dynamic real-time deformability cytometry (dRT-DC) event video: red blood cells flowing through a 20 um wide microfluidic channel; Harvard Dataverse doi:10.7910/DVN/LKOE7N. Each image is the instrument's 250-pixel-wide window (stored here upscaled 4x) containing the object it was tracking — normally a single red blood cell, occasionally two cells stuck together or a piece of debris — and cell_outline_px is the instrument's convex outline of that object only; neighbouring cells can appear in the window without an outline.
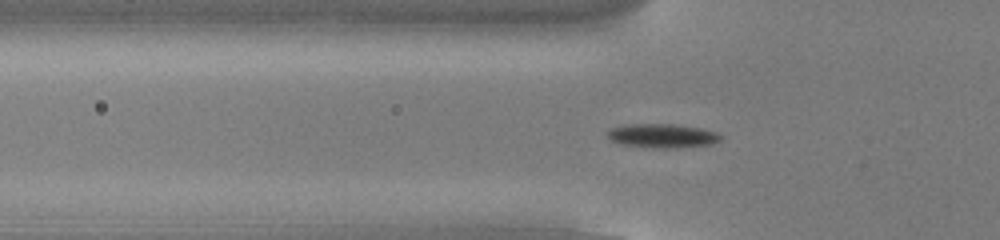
{"species": "common noctule bat (a hibernating species)", "species_latin": "Nyctalus noctula", "temperature_condition": "cold", "stored_images_in_passage": 54, "camera_frame_rate_fps": 3000, "um_per_image_px": 0.085, "animal": {"sex": "male", "body_mass_g": 13.0, "forearm_length_mm": 53.1}, "frame": {"image": 1, "passage_image": 18, "time_ms": 5.667, "image_size_px": [1000, 240], "cell_outline_px": [[724, 136], [720, 140], [712, 144], [680, 148], [652, 148], [624, 144], [612, 140], [608, 136], [608, 132], [612, 128], [624, 124], [672, 124], [700, 128], [716, 132]], "centroid_in_image_um": [56.35, 11.54], "position_along_channel_um": 69.4, "area_um2": 15.78}}
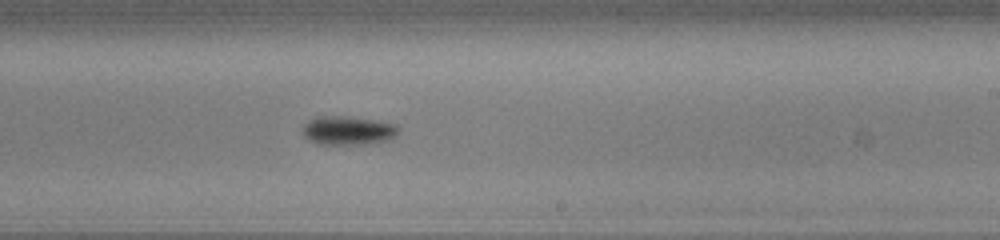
{"frame": {"image": 2, "passage_image": 33, "time_ms": 10.667, "image_size_px": [1000, 240], "cell_outline_px": [[400, 132], [388, 140], [364, 144], [316, 144], [308, 140], [304, 136], [304, 124], [308, 120], [316, 116], [348, 116], [396, 124], [400, 128]], "centroid_in_image_um": [29.57, 11.09], "position_along_channel_um": 259.4, "area_um2": 16.13}}
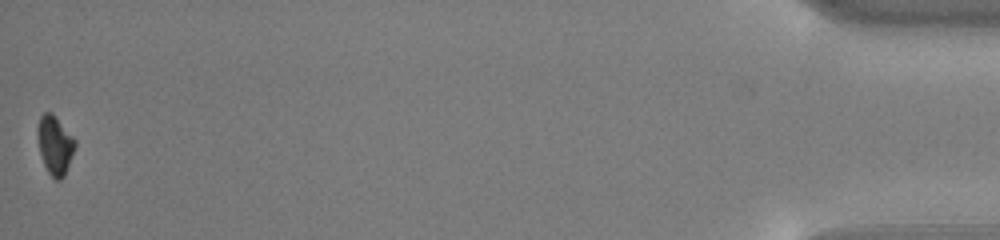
{"frame": {"image": 3, "passage_image": 54, "time_ms": 17.667, "image_size_px": [1000, 240], "cell_outline_px": [[76, 144], [64, 176], [60, 180], [56, 180], [48, 172], [44, 164], [40, 152], [36, 128], [40, 116], [44, 112], [52, 112], [56, 116], [76, 140]], "centroid_in_image_um": [4.66, 12.29], "position_along_channel_um": 430.5, "area_um2": 12.77}, "authors_computed_cell_mechanics": {"area_um2": 14.161, "velocity_mm_per_s": 3.8151, "shape_relaxation_time_tau1_ms": 1.8841, "shape_relaxation_time_tau2_ms": null, "deformation_change_tau1": 0.0966, "deformation_change_tau2": null}}